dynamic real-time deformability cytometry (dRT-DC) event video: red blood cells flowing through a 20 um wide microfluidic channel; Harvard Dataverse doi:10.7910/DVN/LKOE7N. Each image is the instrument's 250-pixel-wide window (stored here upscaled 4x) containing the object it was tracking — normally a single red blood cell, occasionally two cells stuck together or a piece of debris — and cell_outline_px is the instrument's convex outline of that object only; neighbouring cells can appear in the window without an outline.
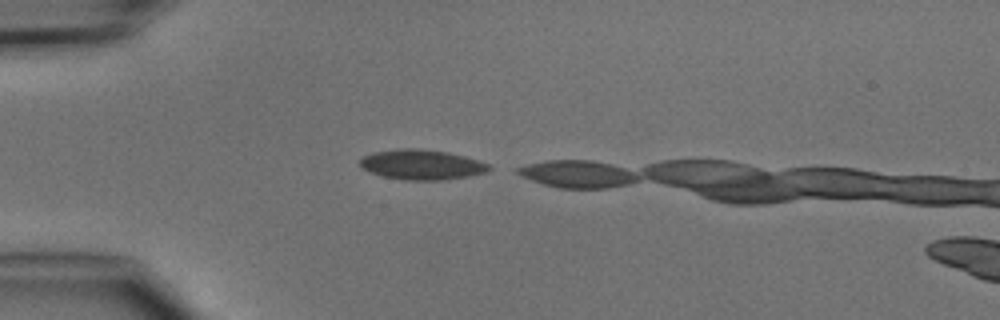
{"species": "common noctule bat (a hibernating species)", "species_latin": "Nyctalus noctula", "temperature_condition": "cold", "stored_images_in_passage": 3, "camera_frame_rate_fps": 3000, "um_per_image_px": 0.085, "animal": {"sex": "male", "body_mass_g": 15.6}, "frame": {"image": 1, "passage_image": 1, "time_ms": 0.0, "image_size_px": [1000, 320], "cell_outline_px": [[496, 168], [488, 172], [468, 176], [440, 180], [404, 180], [384, 176], [372, 172], [364, 168], [360, 164], [360, 160], [364, 156], [372, 152], [400, 148], [420, 148], [448, 152], [464, 156], [488, 164]], "centroid_in_image_um": [35.89, 13.98], "position_along_channel_um": 49.1, "area_um2": 22.54}}